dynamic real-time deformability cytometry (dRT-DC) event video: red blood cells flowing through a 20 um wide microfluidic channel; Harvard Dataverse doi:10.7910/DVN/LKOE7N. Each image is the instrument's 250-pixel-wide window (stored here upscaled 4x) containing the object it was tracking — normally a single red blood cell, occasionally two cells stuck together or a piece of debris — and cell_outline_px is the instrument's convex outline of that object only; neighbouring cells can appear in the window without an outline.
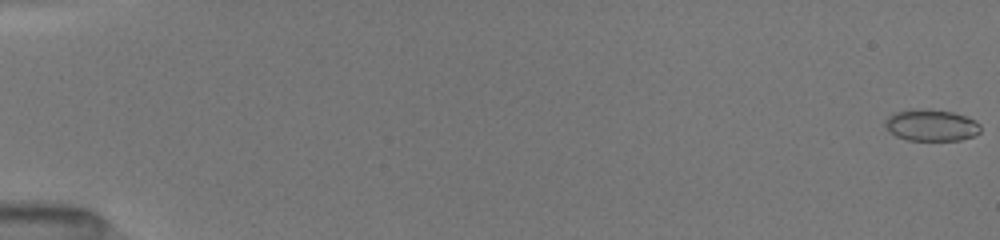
{"species": "common noctule bat (a hibernating species)", "species_latin": "Nyctalus noctula", "temperature_condition": "room temperature", "stored_images_in_passage": 52, "camera_frame_rate_fps": 3000, "um_per_image_px": 0.085, "animal": {"sex": "female", "body_mass_g": 19.5, "forearm_length_mm": 54.1}, "frame": {"image": 1, "passage_image": 1, "time_ms": 0.0, "image_size_px": [1000, 240], "cell_outline_px": [[980, 132], [972, 136], [960, 140], [908, 140], [896, 136], [888, 132], [884, 124], [884, 120], [888, 116], [896, 112], [952, 112], [976, 120], [980, 124]], "centroid_in_image_um": [79.16, 10.71], "position_along_channel_um": 5.8, "area_um2": 16.76}}
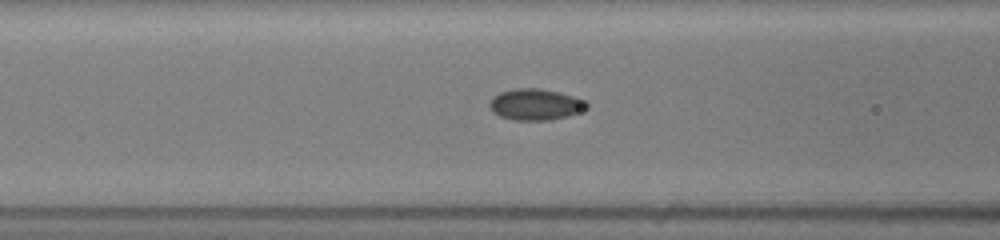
{"frame": {"image": 2, "passage_image": 23, "time_ms": 7.333, "image_size_px": [1000, 240], "cell_outline_px": [[588, 108], [568, 116], [552, 120], [512, 120], [500, 116], [492, 112], [488, 104], [492, 96], [500, 92], [512, 88], [540, 88], [588, 100]], "centroid_in_image_um": [45.49, 8.88], "position_along_channel_um": 121.1, "area_um2": 17.92}}
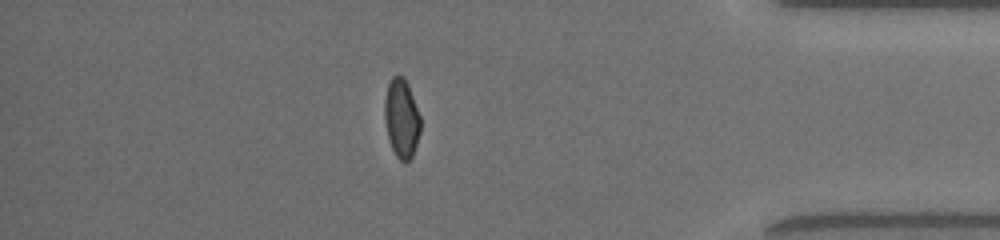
{"frame": {"image": 3, "passage_image": 46, "time_ms": 15.0, "image_size_px": [1000, 240], "cell_outline_px": [[420, 132], [412, 156], [404, 164], [396, 156], [392, 148], [388, 136], [384, 120], [384, 100], [388, 84], [392, 76], [404, 76], [408, 84], [420, 116]], "centroid_in_image_um": [34.12, 10.05], "position_along_channel_um": 401.1, "area_um2": 16.47}, "authors_computed_cell_mechanics": {"area_um2": 17.0221, "velocity_mm_per_s": 4.0491, "shape_relaxation_time_tau1_ms": 10.9285, "shape_relaxation_time_tau2_ms": 1.2248, "deformation_change_tau1": 0.1729, "deformation_change_tau2": 0.0428}}